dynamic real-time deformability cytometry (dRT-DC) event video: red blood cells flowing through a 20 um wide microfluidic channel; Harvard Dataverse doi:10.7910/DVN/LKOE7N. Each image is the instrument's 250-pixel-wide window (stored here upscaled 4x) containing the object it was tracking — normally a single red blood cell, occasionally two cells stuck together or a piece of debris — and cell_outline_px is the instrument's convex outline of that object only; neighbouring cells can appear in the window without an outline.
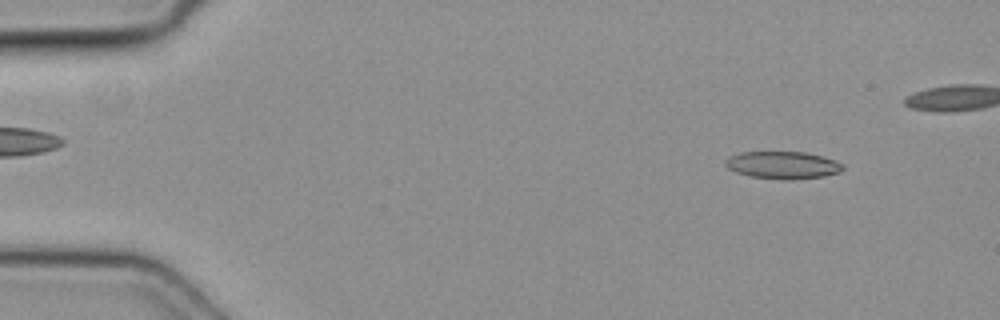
{"species": "common noctule bat (a hibernating species)", "species_latin": "Nyctalus noctula", "temperature_condition": "cold", "stored_images_in_passage": 44, "camera_frame_rate_fps": 3000, "um_per_image_px": 0.085, "animal": {"sex": "female", "body_mass_g": 19.3, "forearm_length_mm": 54.1}, "frame": {"image": 1, "passage_image": 5, "time_ms": 1.333, "image_size_px": [1000, 320], "cell_outline_px": [[844, 168], [840, 172], [824, 176], [792, 180], [784, 180], [748, 176], [736, 172], [728, 168], [724, 164], [724, 160], [728, 156], [740, 152], [804, 152], [836, 160], [844, 164]], "centroid_in_image_um": [66.52, 14.04], "position_along_channel_um": 18.5, "area_um2": 18.96}}
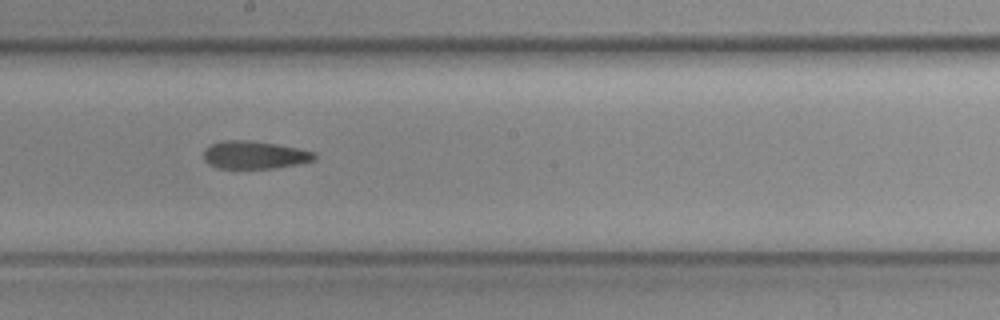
{"frame": {"image": 2, "passage_image": 27, "time_ms": 8.667, "image_size_px": [1000, 320], "cell_outline_px": [[316, 160], [300, 164], [272, 168], [216, 168], [208, 164], [204, 160], [204, 148], [212, 144], [224, 140], [244, 140], [276, 144], [316, 152]], "centroid_in_image_um": [21.63, 13.18], "position_along_channel_um": 226.6, "area_um2": 17.98}}
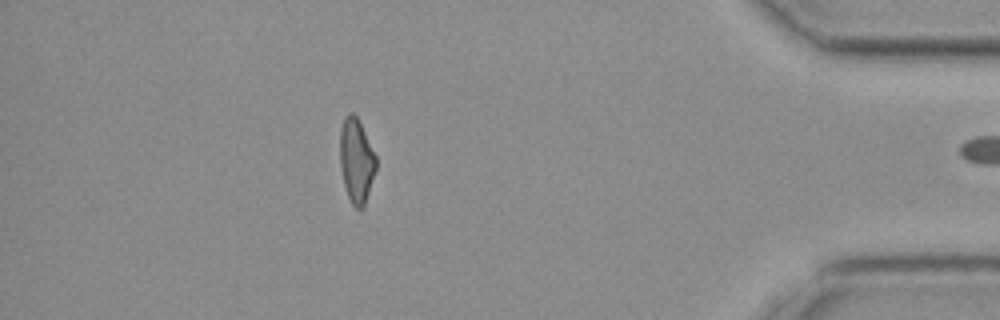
{"frame": {"image": 3, "passage_image": 43, "time_ms": 14.0, "image_size_px": [1000, 320], "cell_outline_px": [[376, 168], [364, 208], [356, 208], [352, 204], [348, 196], [344, 184], [340, 168], [340, 128], [344, 116], [348, 112], [352, 112], [356, 116], [376, 156]], "centroid_in_image_um": [30.27, 13.65], "position_along_channel_um": 404.9, "area_um2": 17.63}}